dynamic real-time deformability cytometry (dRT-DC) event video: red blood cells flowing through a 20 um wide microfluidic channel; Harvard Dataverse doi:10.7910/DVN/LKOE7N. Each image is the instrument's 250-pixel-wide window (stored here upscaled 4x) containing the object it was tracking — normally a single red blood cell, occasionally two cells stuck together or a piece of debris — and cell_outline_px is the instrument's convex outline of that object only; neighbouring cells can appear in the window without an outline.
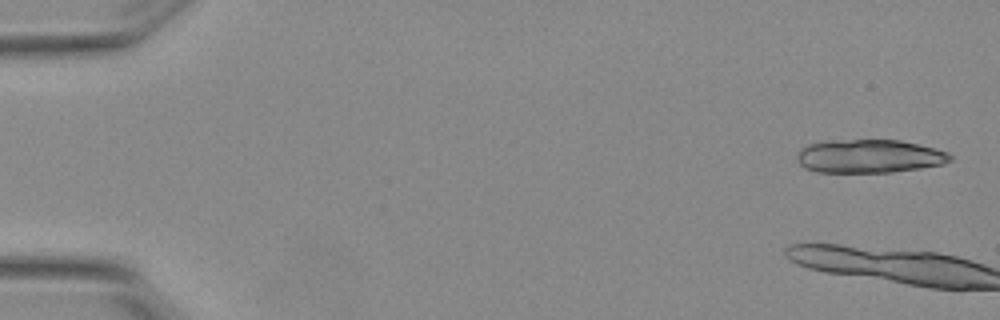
{"species": "Egyptian fruit bat (a non-hibernating species)", "species_latin": "Rousettus aegyptiacus", "temperature_condition": "warm", "stored_images_in_passage": 6, "camera_frame_rate_fps": 3000, "um_per_image_px": 0.085, "animal": {"sex": "female"}, "frame": {"image": 1, "passage_image": 1, "time_ms": 0.0, "image_size_px": [1000, 320], "cell_outline_px": [[952, 160], [944, 164], [920, 168], [892, 172], [816, 172], [804, 168], [800, 164], [796, 156], [800, 148], [808, 144], [824, 140], [900, 140], [936, 148], [948, 152], [952, 156]], "centroid_in_image_um": [73.88, 13.27], "position_along_channel_um": 11.1, "area_um2": 30.11}}